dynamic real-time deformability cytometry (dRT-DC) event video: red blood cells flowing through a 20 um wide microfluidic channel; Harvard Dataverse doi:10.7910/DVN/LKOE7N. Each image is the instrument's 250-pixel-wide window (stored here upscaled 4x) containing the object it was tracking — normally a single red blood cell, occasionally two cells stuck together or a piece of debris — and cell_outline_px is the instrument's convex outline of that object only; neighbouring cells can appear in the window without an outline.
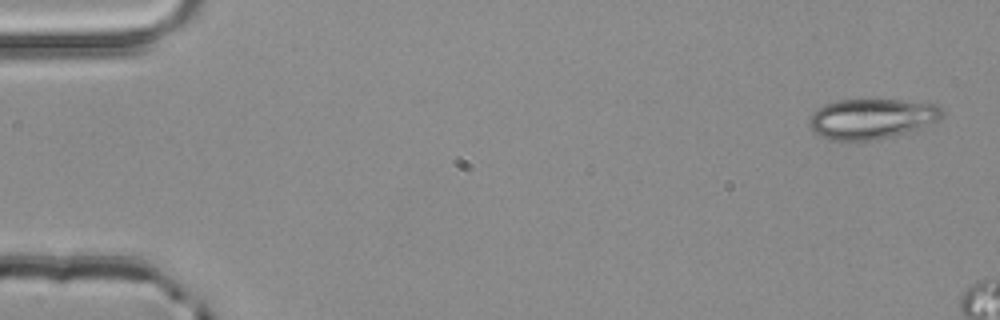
{"species": "common noctule bat (a hibernating species)", "species_latin": "Nyctalus noctula", "temperature_condition": "room temperature", "stored_images_in_passage": 3, "camera_frame_rate_fps": 3000, "um_per_image_px": 0.085, "animal": {"sex": "male", "body_mass_g": 20.4}, "frame": {"image": 1, "passage_image": 1, "time_ms": 0.0, "image_size_px": [1000, 320], "cell_outline_px": [[944, 116], [940, 120], [924, 128], [876, 140], [828, 140], [812, 132], [808, 124], [808, 120], [812, 112], [824, 104], [836, 100], [904, 100], [940, 104], [944, 112]], "centroid_in_image_um": [74.12, 10.09], "position_along_channel_um": 10.9, "area_um2": 31.85}}